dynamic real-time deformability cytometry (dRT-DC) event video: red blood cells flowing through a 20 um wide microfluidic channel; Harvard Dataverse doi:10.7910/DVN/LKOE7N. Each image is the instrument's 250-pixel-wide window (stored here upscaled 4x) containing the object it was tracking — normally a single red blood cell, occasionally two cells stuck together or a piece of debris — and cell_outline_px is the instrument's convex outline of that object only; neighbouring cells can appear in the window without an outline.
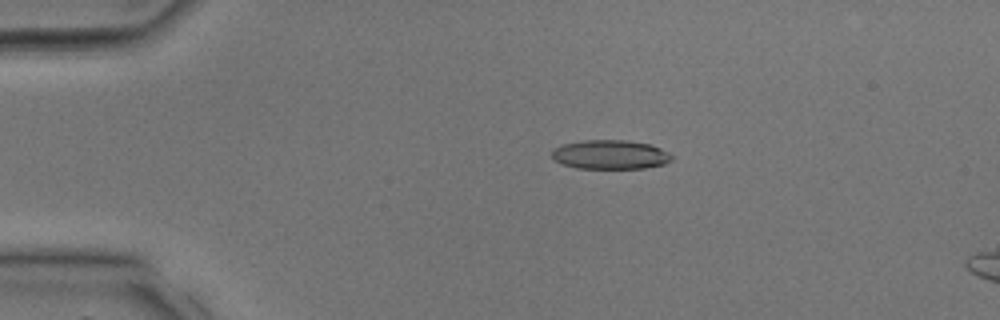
{"species": "common noctule bat (a hibernating species)", "species_latin": "Nyctalus noctula", "temperature_condition": "room temperature", "stored_images_in_passage": 5, "camera_frame_rate_fps": 3000, "um_per_image_px": 0.085, "animal": {"sex": "male", "body_mass_g": 17.9, "forearm_length_mm": 54.2}, "frame": {"image": 1, "passage_image": 1, "time_ms": 0.0, "image_size_px": [1000, 320], "cell_outline_px": [[672, 160], [664, 164], [644, 168], [576, 168], [564, 164], [556, 160], [552, 156], [552, 148], [564, 144], [580, 140], [624, 140], [652, 144], [668, 152], [672, 156]], "centroid_in_image_um": [51.88, 13.13], "position_along_channel_um": 33.1, "area_um2": 20.35}}